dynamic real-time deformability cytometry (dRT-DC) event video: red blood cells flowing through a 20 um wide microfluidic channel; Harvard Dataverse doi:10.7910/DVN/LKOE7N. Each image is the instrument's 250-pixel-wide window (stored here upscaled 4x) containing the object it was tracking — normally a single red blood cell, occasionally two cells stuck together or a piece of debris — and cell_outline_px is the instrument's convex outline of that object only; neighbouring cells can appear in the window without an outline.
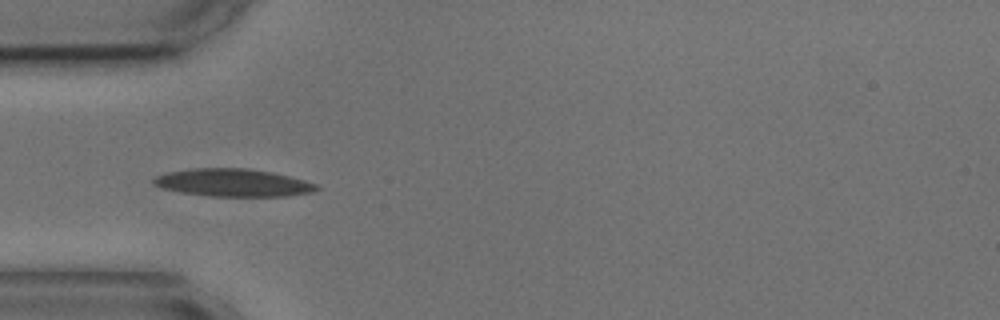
{"species": "common noctule bat (a hibernating species)", "species_latin": "Nyctalus noctula", "temperature_condition": "cold", "stored_images_in_passage": 11, "camera_frame_rate_fps": 3000, "um_per_image_px": 0.085, "animal": {"sex": "male", "body_mass_g": 17.9, "forearm_length_mm": 54.2}, "frame": {"image": 1, "passage_image": 1, "time_ms": 0.0, "image_size_px": [1000, 320], "cell_outline_px": [[320, 188], [312, 192], [288, 196], [208, 196], [180, 192], [160, 188], [152, 184], [152, 180], [156, 176], [168, 172], [192, 168], [248, 168], [272, 172], [304, 180], [316, 184]], "centroid_in_image_um": [19.78, 15.53], "position_along_channel_um": 65.2, "area_um2": 26.36}}